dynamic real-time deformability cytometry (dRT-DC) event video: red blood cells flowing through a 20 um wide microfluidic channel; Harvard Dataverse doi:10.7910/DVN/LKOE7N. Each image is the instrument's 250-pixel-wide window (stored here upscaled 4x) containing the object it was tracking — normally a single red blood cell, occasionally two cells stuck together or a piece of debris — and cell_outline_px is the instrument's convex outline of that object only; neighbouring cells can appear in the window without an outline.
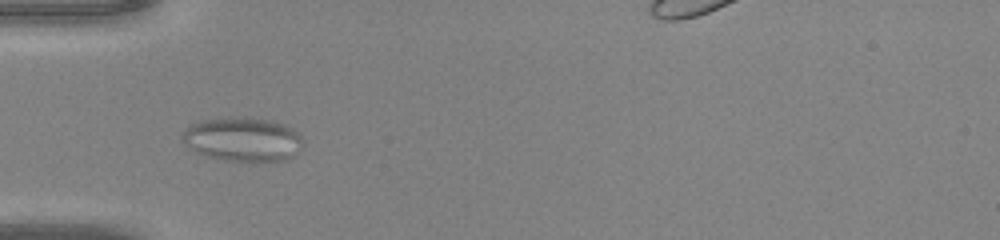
{"species": "common noctule bat (a hibernating species)", "species_latin": "Nyctalus noctula", "temperature_condition": "warm", "stored_images_in_passage": 35, "camera_frame_rate_fps": 3000, "um_per_image_px": 0.085, "animal": {"sex": "male", "body_mass_g": 20.0, "forearm_length_mm": 53.3}, "frame": {"image": 1, "passage_image": 2, "time_ms": 0.333, "image_size_px": [1000, 240], "cell_outline_px": [[300, 148], [292, 156], [284, 160], [224, 160], [208, 156], [196, 152], [188, 148], [184, 144], [180, 136], [192, 124], [200, 120], [228, 116], [248, 116], [272, 120], [284, 124], [292, 128], [300, 136]], "centroid_in_image_um": [20.58, 11.8], "position_along_channel_um": 64.4, "area_um2": 30.92}}
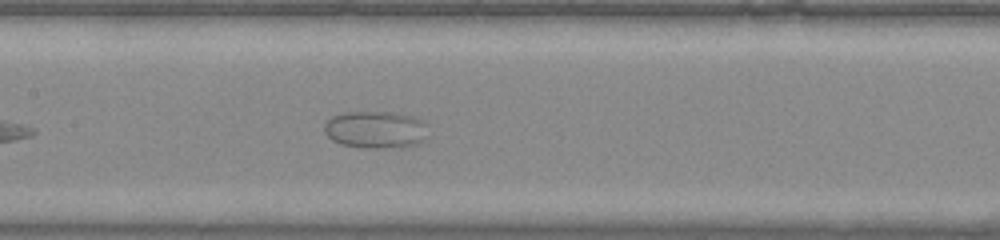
{"frame": {"image": 2, "passage_image": 10, "time_ms": 3.0, "image_size_px": [1000, 240], "cell_outline_px": [[428, 136], [420, 144], [404, 148], [364, 148], [340, 144], [332, 140], [324, 132], [324, 124], [332, 116], [344, 112], [396, 112], [412, 116], [420, 120], [424, 124]], "centroid_in_image_um": [31.94, 11.04], "position_along_channel_um": 175.5, "area_um2": 22.95}}
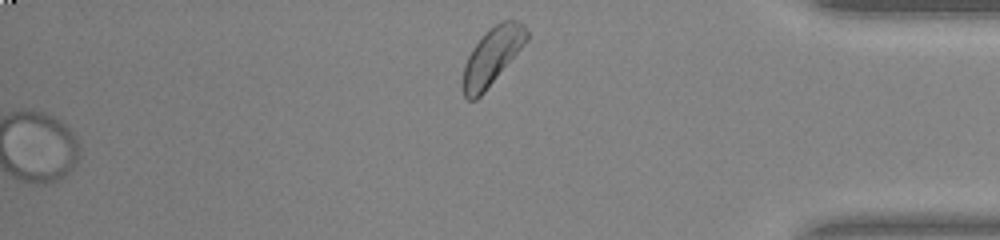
{"frame": {"image": 3, "passage_image": 35, "time_ms": 11.333, "image_size_px": [1000, 240], "cell_outline_px": [[528, 40], [484, 92], [476, 100], [468, 100], [464, 96], [460, 84], [464, 64], [472, 48], [496, 24], [504, 20], [520, 20], [524, 24], [528, 32]], "centroid_in_image_um": [41.81, 4.82], "position_along_channel_um": 393.4, "area_um2": 21.1}}